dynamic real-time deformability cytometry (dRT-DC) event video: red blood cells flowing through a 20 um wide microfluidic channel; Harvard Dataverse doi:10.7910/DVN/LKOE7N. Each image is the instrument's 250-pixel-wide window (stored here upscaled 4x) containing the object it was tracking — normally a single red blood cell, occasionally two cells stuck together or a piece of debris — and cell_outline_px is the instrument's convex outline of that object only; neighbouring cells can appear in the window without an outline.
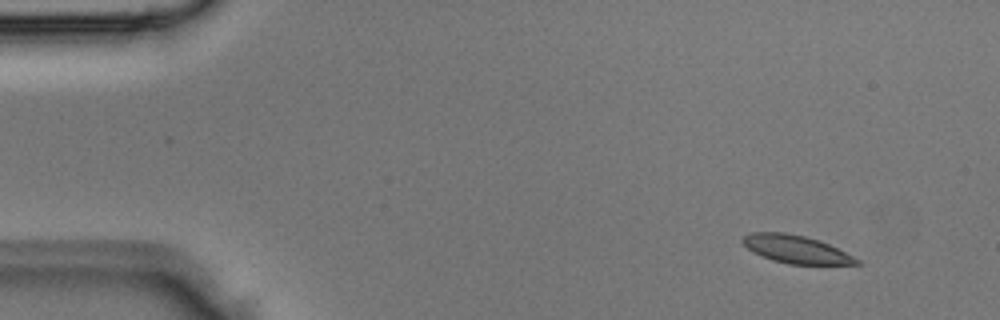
{"species": "Egyptian fruit bat (a non-hibernating species)", "species_latin": "Rousettus aegyptiacus", "temperature_condition": "room temperature", "stored_images_in_passage": 5, "segment_of_instrument_passage": [2, 2], "camera_frame_rate_fps": 3000, "um_per_image_px": 0.085, "animal": {"sex": "male"}, "frame": {"image": 1, "passage_image": 5, "time_ms": 1.333, "image_size_px": [1000, 320], "cell_outline_px": [[860, 264], [788, 264], [772, 260], [752, 252], [740, 240], [744, 236], [752, 232], [784, 232], [804, 236], [820, 240], [860, 260]], "centroid_in_image_um": [67.62, 21.18], "position_along_channel_um": 17.4, "area_um2": 18.32}}